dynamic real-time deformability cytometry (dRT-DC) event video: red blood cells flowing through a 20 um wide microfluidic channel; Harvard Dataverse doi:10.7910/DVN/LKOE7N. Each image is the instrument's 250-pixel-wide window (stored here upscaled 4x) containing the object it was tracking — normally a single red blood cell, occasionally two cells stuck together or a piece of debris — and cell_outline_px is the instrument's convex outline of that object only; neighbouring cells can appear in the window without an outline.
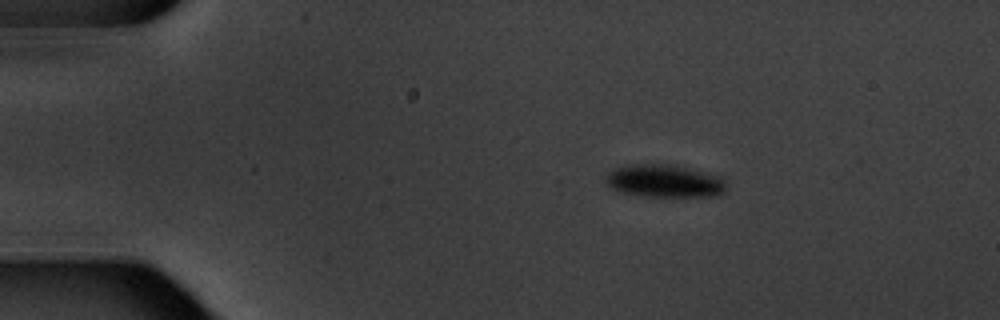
{"species": "common noctule bat (a hibernating species)", "species_latin": "Nyctalus noctula", "temperature_condition": "warm", "stored_images_in_passage": 5, "camera_frame_rate_fps": 3000, "um_per_image_px": 0.085, "animal": {"sex": "male", "body_mass_g": 20.1, "forearm_length_mm": 53.5}, "frame": {"image": 1, "passage_image": 3, "time_ms": 2.333, "image_size_px": [1000, 320], "cell_outline_px": [[724, 192], [720, 196], [648, 196], [620, 192], [612, 188], [608, 184], [608, 172], [616, 168], [636, 164], [676, 164], [720, 176], [724, 180]], "centroid_in_image_um": [56.53, 15.38], "position_along_channel_um": 28.5, "area_um2": 22.77}}